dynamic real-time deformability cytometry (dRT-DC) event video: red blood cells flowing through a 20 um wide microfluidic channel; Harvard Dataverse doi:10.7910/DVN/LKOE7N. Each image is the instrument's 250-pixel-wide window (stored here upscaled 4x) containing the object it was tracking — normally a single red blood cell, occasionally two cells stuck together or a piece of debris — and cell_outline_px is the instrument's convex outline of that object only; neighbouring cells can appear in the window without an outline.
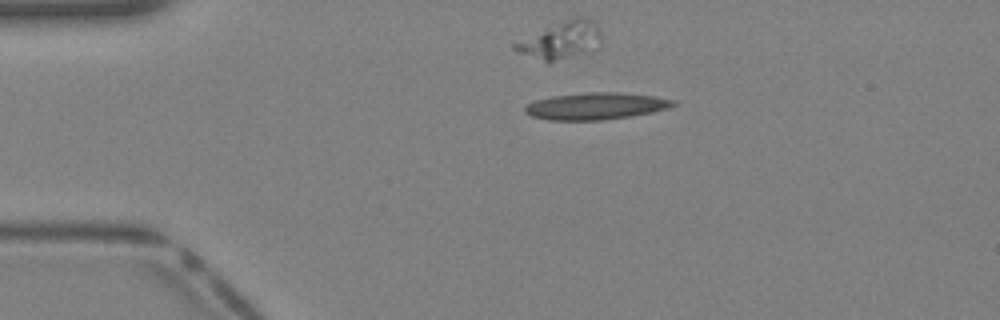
{"species": "Egyptian fruit bat (a non-hibernating species)", "species_latin": "Rousettus aegyptiacus", "temperature_condition": "warm", "stored_images_in_passage": 32, "camera_frame_rate_fps": 3000, "um_per_image_px": 0.085, "animal": {"sex": "female"}, "frame": {"image": 1, "passage_image": 1, "time_ms": 0.0, "image_size_px": [1000, 320], "cell_outline_px": [[680, 104], [668, 108], [652, 112], [604, 120], [548, 120], [532, 116], [524, 112], [524, 108], [528, 104], [536, 100], [552, 96], [588, 92], [620, 92], [656, 96], [676, 100]], "centroid_in_image_um": [50.7, 9.01], "position_along_channel_um": 34.3, "area_um2": 23.35}}